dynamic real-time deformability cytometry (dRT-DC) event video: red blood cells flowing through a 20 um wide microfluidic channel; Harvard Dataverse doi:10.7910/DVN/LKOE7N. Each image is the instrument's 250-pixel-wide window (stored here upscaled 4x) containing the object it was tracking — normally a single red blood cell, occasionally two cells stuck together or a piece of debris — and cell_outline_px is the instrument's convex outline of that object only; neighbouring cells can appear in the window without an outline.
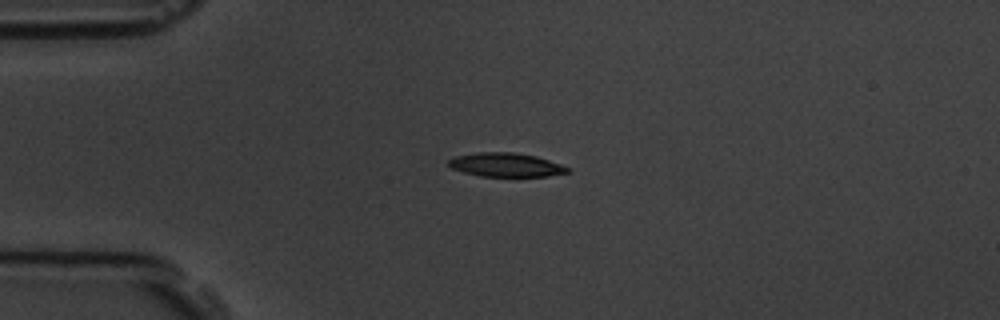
{"species": "common noctule bat (a hibernating species)", "species_latin": "Nyctalus noctula", "temperature_condition": "room temperature", "stored_images_in_passage": 10, "camera_frame_rate_fps": 3000, "um_per_image_px": 0.085, "animal": {"sex": "male", "body_mass_g": 19.5, "forearm_length_mm": 54.6}, "frame": {"image": 1, "passage_image": 4, "time_ms": 4.333, "image_size_px": [1000, 320], "cell_outline_px": [[572, 168], [568, 172], [548, 176], [480, 176], [464, 172], [452, 168], [448, 164], [448, 160], [452, 156], [476, 152], [512, 152], [536, 156]], "centroid_in_image_um": [42.97, 14.0], "position_along_channel_um": 42.0, "area_um2": 16.53}}
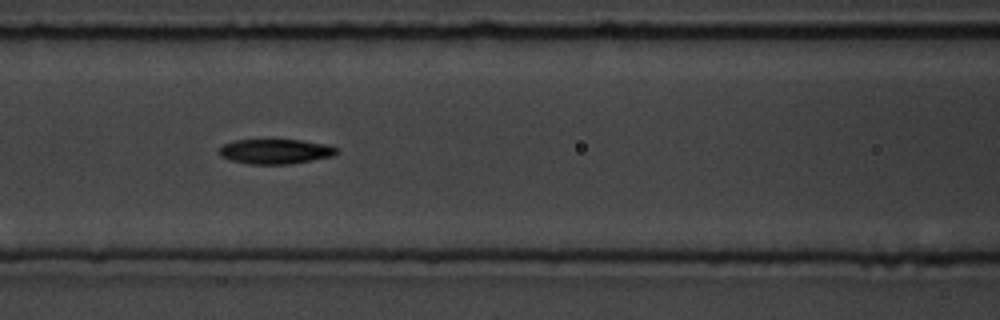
{"frame": {"image": 2, "passage_image": 7, "time_ms": 7.667, "image_size_px": [1000, 320], "cell_outline_px": [[336, 152], [332, 156], [292, 164], [248, 164], [228, 160], [220, 156], [216, 152], [224, 144], [232, 140], [300, 140], [324, 144], [336, 148]], "centroid_in_image_um": [23.31, 12.88], "position_along_channel_um": 143.3, "area_um2": 16.99}}
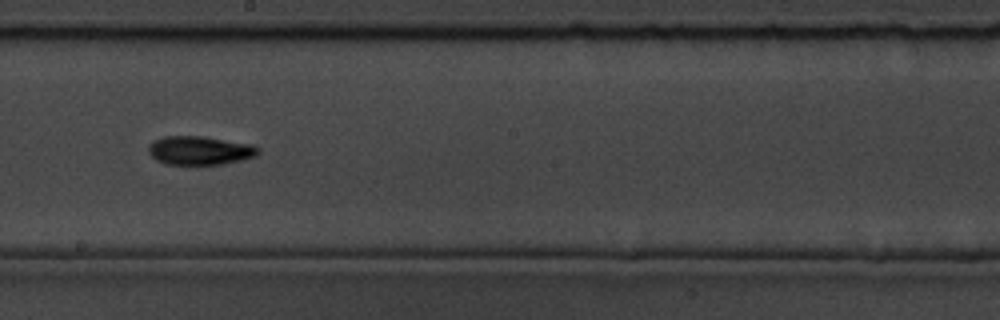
{"frame": {"image": 3, "passage_image": 9, "time_ms": 10.0, "image_size_px": [1000, 320], "cell_outline_px": [[260, 152], [256, 156], [224, 164], [164, 164], [156, 160], [148, 152], [148, 144], [152, 140], [164, 136], [204, 136], [252, 144], [260, 148]], "centroid_in_image_um": [16.97, 12.78], "position_along_channel_um": 231.2, "area_um2": 18.55}}